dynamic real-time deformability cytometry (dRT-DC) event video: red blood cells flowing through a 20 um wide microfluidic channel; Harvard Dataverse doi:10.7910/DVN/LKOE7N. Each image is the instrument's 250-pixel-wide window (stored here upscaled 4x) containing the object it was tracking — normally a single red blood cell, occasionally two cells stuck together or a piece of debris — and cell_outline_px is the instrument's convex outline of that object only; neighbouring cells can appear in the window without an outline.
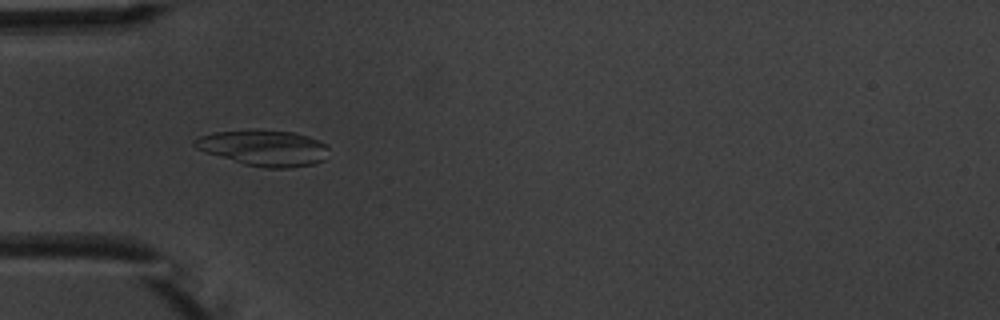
{"species": "common noctule bat (a hibernating species)", "species_latin": "Nyctalus noctula", "temperature_condition": "warm", "stored_images_in_passage": 4, "camera_frame_rate_fps": 3000, "um_per_image_px": 0.085, "animal": {"sex": "male", "body_mass_g": 20.1, "forearm_length_mm": 53.5}, "frame": {"image": 1, "passage_image": 3, "time_ms": 2.333, "image_size_px": [1000, 320], "cell_outline_px": [[328, 148], [324, 160], [316, 164], [288, 168], [264, 168], [244, 164], [204, 152], [196, 148], [192, 144], [192, 140], [200, 136], [212, 132], [252, 128], [256, 128], [292, 132], [308, 136], [328, 144]], "centroid_in_image_um": [22.4, 12.55], "position_along_channel_um": 62.6, "area_um2": 28.67}}
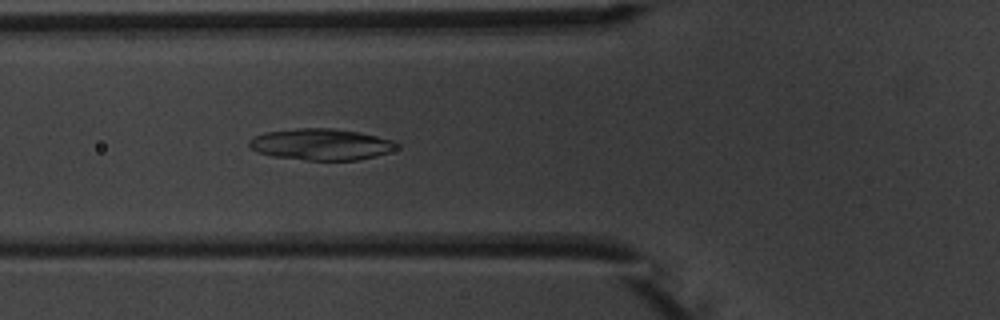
{"frame": {"image": 2, "passage_image": 4, "time_ms": 3.333, "image_size_px": [1000, 320], "cell_outline_px": [[400, 144], [396, 148], [388, 152], [376, 156], [356, 160], [308, 160], [272, 156], [256, 152], [248, 144], [248, 140], [264, 132], [296, 128], [332, 128], [360, 132], [396, 140]], "centroid_in_image_um": [27.31, 12.26], "position_along_channel_um": 98.5, "area_um2": 27.17}}